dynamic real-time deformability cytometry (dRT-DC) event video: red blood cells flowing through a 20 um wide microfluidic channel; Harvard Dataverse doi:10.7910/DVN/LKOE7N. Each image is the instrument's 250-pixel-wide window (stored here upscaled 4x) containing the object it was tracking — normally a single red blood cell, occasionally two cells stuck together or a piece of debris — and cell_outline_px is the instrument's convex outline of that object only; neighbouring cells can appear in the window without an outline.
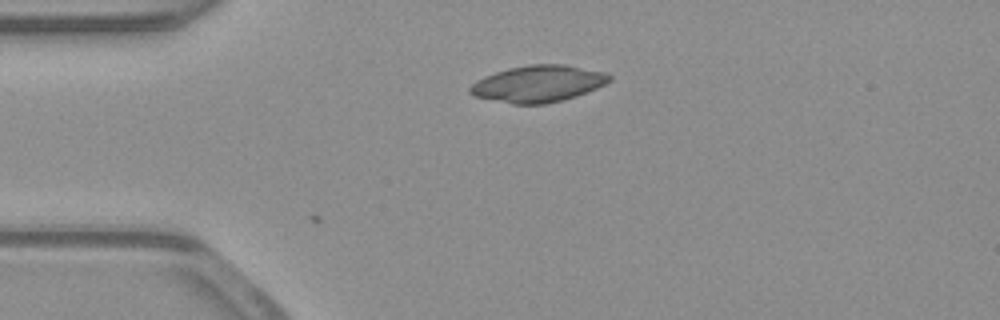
{"species": "common noctule bat (a hibernating species)", "species_latin": "Nyctalus noctula", "temperature_condition": "warm", "stored_images_in_passage": 4, "camera_frame_rate_fps": 3000, "um_per_image_px": 0.085, "animal": {"sex": "male", "body_mass_g": 23.1, "forearm_length_mm": 52.7}, "frame": {"image": 1, "passage_image": 4, "time_ms": 1.0, "image_size_px": [1000, 320], "cell_outline_px": [[612, 80], [596, 88], [576, 96], [564, 100], [544, 104], [512, 104], [476, 96], [468, 92], [468, 88], [476, 80], [484, 76], [508, 68], [528, 64], [564, 64], [608, 72], [612, 76]], "centroid_in_image_um": [45.76, 7.11], "position_along_channel_um": 39.2, "area_um2": 29.94}}